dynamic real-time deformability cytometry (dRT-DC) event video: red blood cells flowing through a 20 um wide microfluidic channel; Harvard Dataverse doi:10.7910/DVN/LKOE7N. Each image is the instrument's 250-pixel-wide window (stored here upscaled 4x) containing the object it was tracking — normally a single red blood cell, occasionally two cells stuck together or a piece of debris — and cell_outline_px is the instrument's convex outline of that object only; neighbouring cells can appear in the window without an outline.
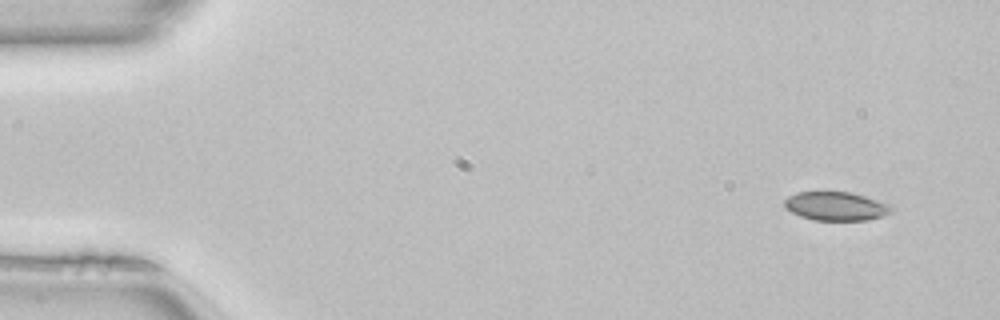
{"species": "common noctule bat (a hibernating species)", "species_latin": "Nyctalus noctula", "temperature_condition": "room temperature", "stored_images_in_passage": 47, "camera_frame_rate_fps": 3000, "um_per_image_px": 0.085, "animal": {"sex": "female", "body_mass_g": 22.7, "forearm_length_mm": 54.2}, "frame": {"image": 1, "passage_image": 1, "time_ms": 0.0, "image_size_px": [1000, 320], "cell_outline_px": [[892, 208], [888, 212], [880, 216], [868, 220], [812, 220], [800, 216], [784, 208], [784, 200], [788, 196], [796, 192], [852, 192], [892, 204]], "centroid_in_image_um": [71.02, 17.51], "position_along_channel_um": 14.0, "area_um2": 17.92}}
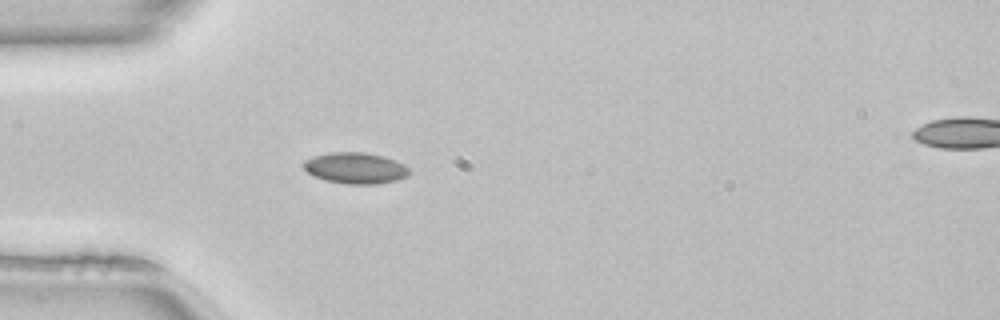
{"frame": {"image": 2, "passage_image": 12, "time_ms": 3.667, "image_size_px": [1000, 320], "cell_outline_px": [[412, 172], [408, 176], [396, 180], [376, 184], [344, 184], [324, 180], [308, 172], [304, 168], [304, 160], [312, 156], [328, 152], [364, 152], [384, 156], [396, 160], [404, 164]], "centroid_in_image_um": [30.23, 14.28], "position_along_channel_um": 54.8, "area_um2": 19.36}}
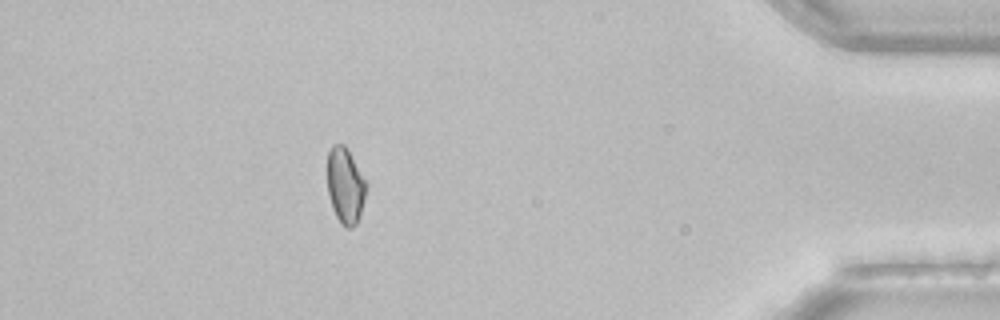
{"frame": {"image": 3, "passage_image": 42, "time_ms": 13.667, "image_size_px": [1000, 320], "cell_outline_px": [[368, 184], [360, 216], [356, 224], [352, 228], [348, 228], [340, 224], [332, 208], [328, 196], [328, 152], [332, 144], [344, 144]], "centroid_in_image_um": [29.35, 15.81], "position_along_channel_um": 405.8, "area_um2": 17.22}, "authors_computed_cell_mechanics": {"area_um2": 17.8602, "velocity_mm_per_s": 4.0903, "shape_relaxation_time_tau1_ms": 5.9276, "shape_relaxation_time_tau2_ms": 6.4739, "deformation_change_tau1": 0.0844, "deformation_change_tau2": 0.0834}}